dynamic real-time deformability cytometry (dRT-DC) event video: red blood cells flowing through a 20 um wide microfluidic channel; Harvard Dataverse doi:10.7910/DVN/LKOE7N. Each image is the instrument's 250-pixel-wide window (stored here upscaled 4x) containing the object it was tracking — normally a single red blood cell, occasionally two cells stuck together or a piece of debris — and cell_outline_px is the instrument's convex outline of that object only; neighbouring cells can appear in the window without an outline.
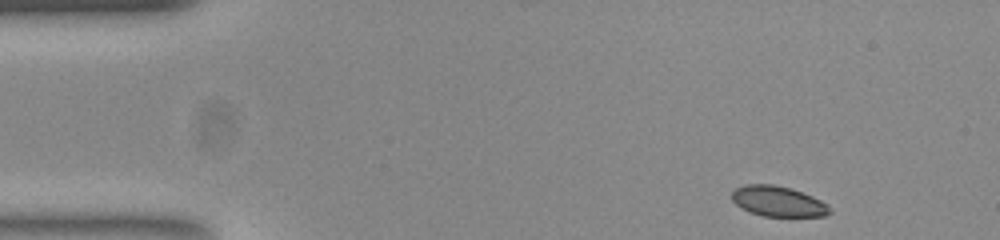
{"species": "common noctule bat (a hibernating species)", "species_latin": "Nyctalus noctula", "temperature_condition": "room temperature", "stored_images_in_passage": 49, "camera_frame_rate_fps": 3000, "um_per_image_px": 0.085, "animal": {"sex": "female", "body_mass_g": 23.0, "forearm_length_mm": 53.4}, "frame": {"image": 1, "passage_image": 1, "time_ms": 0.0, "image_size_px": [1000, 240], "cell_outline_px": [[832, 212], [824, 216], [764, 216], [752, 212], [736, 204], [732, 200], [732, 192], [736, 188], [748, 184], [772, 184], [788, 188], [812, 196], [828, 204]], "centroid_in_image_um": [66.16, 17.11], "position_along_channel_um": 18.8, "area_um2": 16.99}}
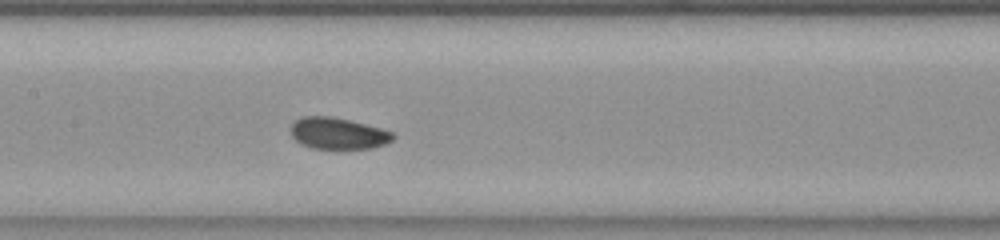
{"frame": {"image": 2, "passage_image": 21, "time_ms": 6.667, "image_size_px": [1000, 240], "cell_outline_px": [[396, 136], [392, 140], [384, 144], [372, 148], [312, 148], [296, 140], [292, 136], [292, 124], [296, 120], [304, 116], [332, 116], [380, 128], [392, 132]], "centroid_in_image_um": [28.75, 11.33], "position_along_channel_um": 178.7, "area_um2": 18.38}}
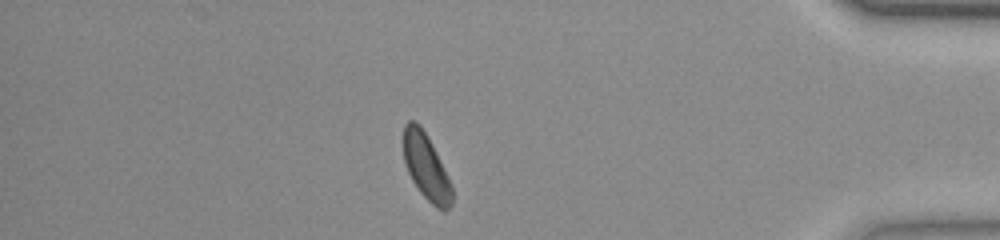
{"frame": {"image": 3, "passage_image": 42, "time_ms": 13.667, "image_size_px": [1000, 240], "cell_outline_px": [[452, 204], [444, 212], [436, 208], [420, 192], [412, 180], [408, 172], [404, 160], [404, 124], [408, 120], [412, 120], [420, 124], [452, 184]], "centroid_in_image_um": [36.22, 14.22], "position_along_channel_um": 399.0, "area_um2": 18.26}, "authors_computed_cell_mechanics": {"area_um2": 18.785, "velocity_mm_per_s": 3.7349, "shape_relaxation_time_tau1_ms": 3.4082, "shape_relaxation_time_tau2_ms": 7.3331, "deformation_change_tau1": 0.0976, "deformation_change_tau2": 0.0828}}